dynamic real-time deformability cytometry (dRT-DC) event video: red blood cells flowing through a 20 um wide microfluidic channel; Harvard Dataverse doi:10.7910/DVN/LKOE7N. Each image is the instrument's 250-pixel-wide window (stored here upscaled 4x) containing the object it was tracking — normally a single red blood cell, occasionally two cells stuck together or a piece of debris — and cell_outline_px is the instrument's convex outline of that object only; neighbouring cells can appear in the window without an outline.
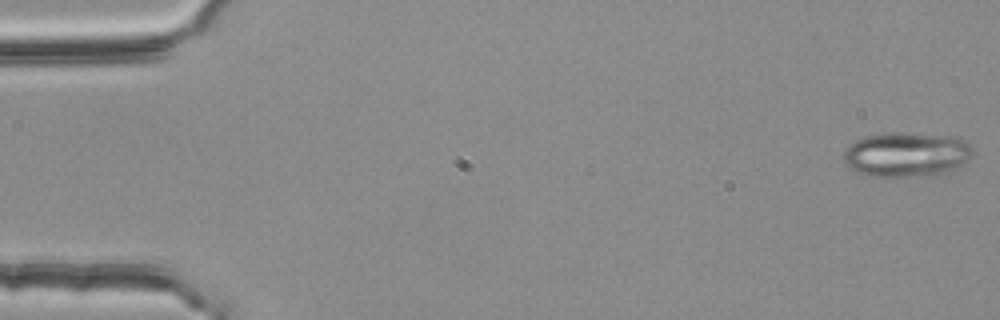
{"species": "common noctule bat (a hibernating species)", "species_latin": "Nyctalus noctula", "temperature_condition": "room temperature", "stored_images_in_passage": 54, "camera_frame_rate_fps": 3000, "um_per_image_px": 0.085, "animal": {"sex": "female", "body_mass_g": 25.1}, "frame": {"image": 1, "passage_image": 1, "time_ms": 0.0, "image_size_px": [1000, 320], "cell_outline_px": [[972, 156], [968, 160], [944, 172], [904, 176], [872, 176], [856, 172], [844, 164], [844, 148], [848, 144], [864, 136], [884, 132], [888, 132], [956, 136], [964, 140], [972, 148]], "centroid_in_image_um": [76.97, 13.1], "position_along_channel_um": 8.0, "area_um2": 33.29}}
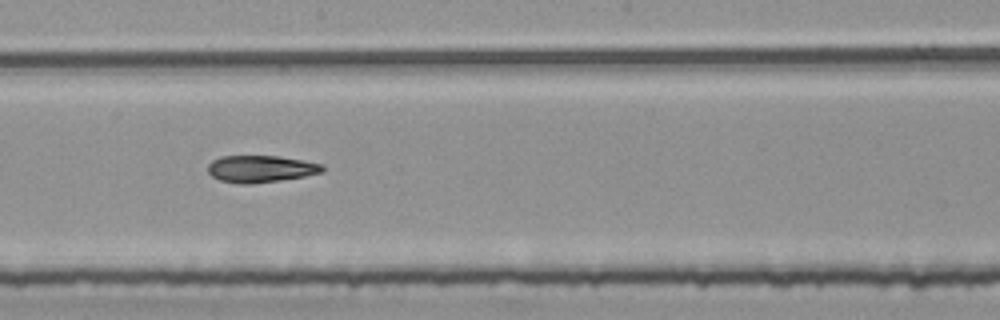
{"frame": {"image": 2, "passage_image": 30, "time_ms": 9.667, "image_size_px": [1000, 320], "cell_outline_px": [[324, 172], [304, 176], [280, 180], [252, 184], [240, 184], [220, 180], [212, 176], [208, 172], [208, 164], [212, 160], [220, 156], [280, 156], [304, 160], [324, 164]], "centroid_in_image_um": [22.18, 14.35], "position_along_channel_um": 226.0, "area_um2": 18.15}}
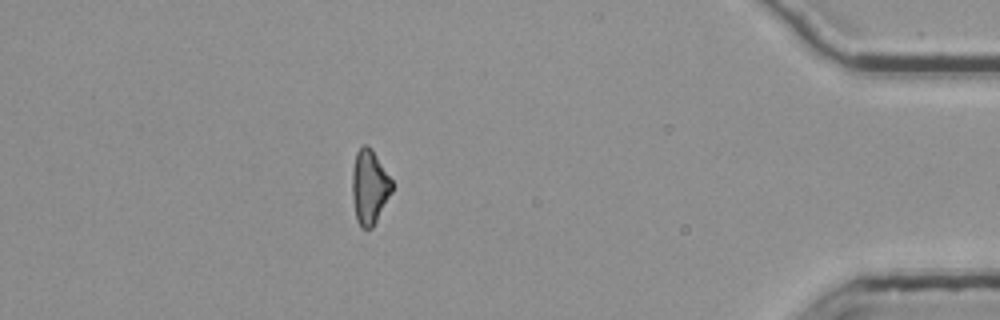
{"frame": {"image": 3, "passage_image": 48, "time_ms": 15.667, "image_size_px": [1000, 320], "cell_outline_px": [[392, 192], [372, 228], [360, 228], [356, 220], [352, 200], [352, 168], [356, 152], [364, 144], [368, 144], [372, 148], [392, 180]], "centroid_in_image_um": [31.38, 15.88], "position_along_channel_um": 403.8, "area_um2": 17.4}}